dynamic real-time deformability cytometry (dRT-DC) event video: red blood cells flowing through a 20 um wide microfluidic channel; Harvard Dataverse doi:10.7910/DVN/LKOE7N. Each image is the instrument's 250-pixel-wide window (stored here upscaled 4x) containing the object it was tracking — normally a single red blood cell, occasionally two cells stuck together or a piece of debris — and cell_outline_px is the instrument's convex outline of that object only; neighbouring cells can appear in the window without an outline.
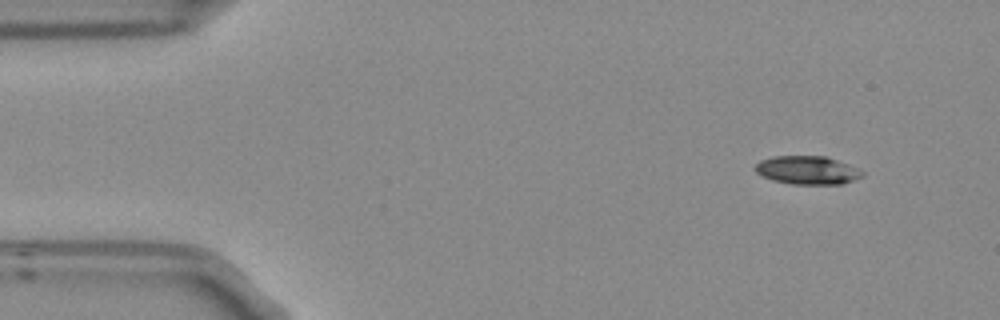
{"species": "Egyptian fruit bat (a non-hibernating species)", "species_latin": "Rousettus aegyptiacus", "temperature_condition": "room temperature", "stored_images_in_passage": 8, "camera_frame_rate_fps": 3000, "um_per_image_px": 0.085, "frame": {"image": 1, "passage_image": 2, "time_ms": 0.333, "image_size_px": [1000, 320], "cell_outline_px": [[864, 176], [844, 184], [792, 184], [772, 180], [756, 172], [756, 164], [760, 160], [772, 156], [824, 156], [836, 160], [856, 168], [864, 172]], "centroid_in_image_um": [68.63, 14.47], "position_along_channel_um": 16.4, "area_um2": 17.57}}
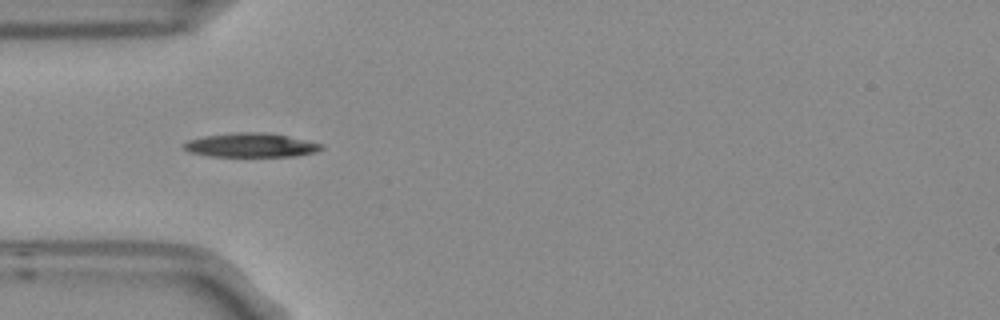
{"frame": {"image": 2, "passage_image": 5, "time_ms": 1.333, "image_size_px": [1000, 320], "cell_outline_px": [[324, 148], [316, 152], [296, 156], [208, 156], [188, 152], [184, 148], [184, 144], [188, 140], [204, 136], [236, 132], [264, 132], [288, 136], [324, 144]], "centroid_in_image_um": [21.35, 12.34], "position_along_channel_um": 63.7, "area_um2": 19.31}}
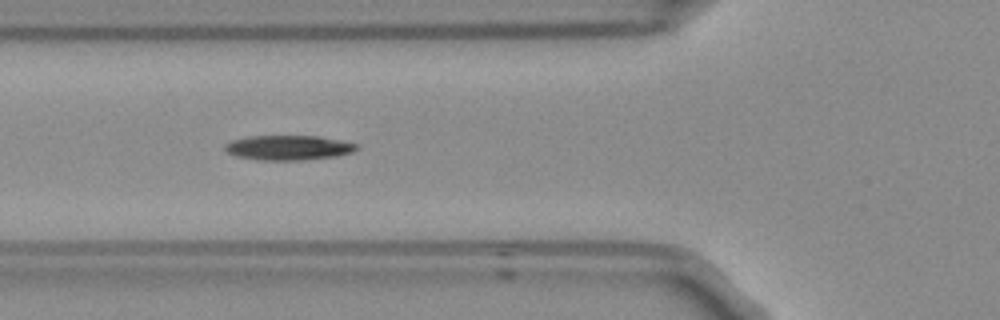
{"frame": {"image": 3, "passage_image": 6, "time_ms": 1.667, "image_size_px": [1000, 320], "cell_outline_px": [[356, 148], [352, 152], [336, 156], [304, 160], [256, 160], [236, 156], [228, 152], [224, 148], [224, 144], [232, 140], [248, 136], [320, 136], [340, 140], [356, 144]], "centroid_in_image_um": [24.47, 12.55], "position_along_channel_um": 101.3, "area_um2": 18.96}}